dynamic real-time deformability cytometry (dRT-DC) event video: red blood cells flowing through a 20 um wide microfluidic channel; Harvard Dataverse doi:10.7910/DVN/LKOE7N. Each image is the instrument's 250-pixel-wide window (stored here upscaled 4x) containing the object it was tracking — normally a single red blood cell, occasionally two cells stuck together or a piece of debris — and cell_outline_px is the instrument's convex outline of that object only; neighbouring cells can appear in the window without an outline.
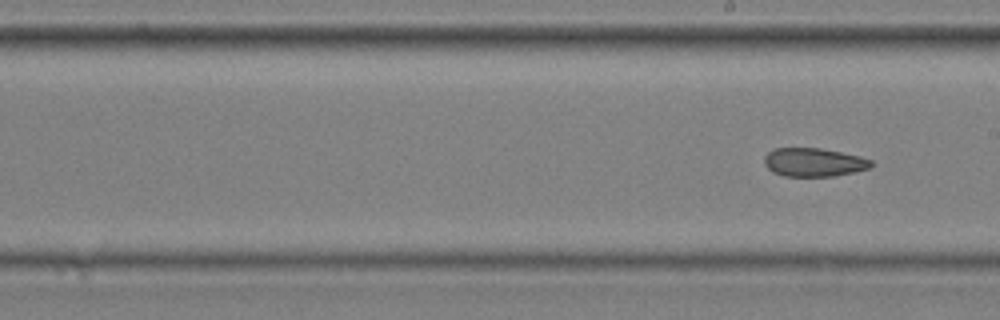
{"species": "common noctule bat (a hibernating species)", "species_latin": "Nyctalus noctula", "temperature_condition": "cold", "stored_images_in_passage": 30, "camera_frame_rate_fps": 3000, "um_per_image_px": 0.085, "animal": {"sex": "male", "body_mass_g": 20.4}, "frame": {"image": 1, "passage_image": 30, "time_ms": 9.667, "image_size_px": [1000, 320], "cell_outline_px": [[872, 168], [856, 172], [832, 176], [784, 176], [772, 172], [764, 164], [764, 156], [772, 148], [820, 148], [860, 156], [872, 160]], "centroid_in_image_um": [69.17, 13.79], "position_along_channel_um": 219.8, "area_um2": 17.92}}